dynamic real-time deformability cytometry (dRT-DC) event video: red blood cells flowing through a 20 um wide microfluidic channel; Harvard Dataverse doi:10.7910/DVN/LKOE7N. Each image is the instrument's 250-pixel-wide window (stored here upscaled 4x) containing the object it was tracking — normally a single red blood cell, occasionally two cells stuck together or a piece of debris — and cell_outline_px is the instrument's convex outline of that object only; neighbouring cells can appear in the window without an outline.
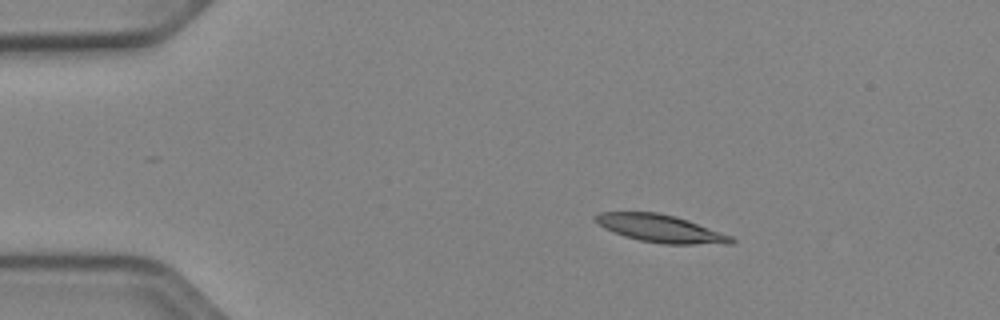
{"species": "Egyptian fruit bat (a non-hibernating species)", "species_latin": "Rousettus aegyptiacus", "temperature_condition": "cold", "stored_images_in_passage": 44, "camera_frame_rate_fps": 3000, "um_per_image_px": 0.085, "animal": {"sex": "female"}, "frame": {"image": 1, "passage_image": 1, "time_ms": 0.0, "image_size_px": [1000, 320], "cell_outline_px": [[736, 240], [732, 244], [664, 244], [640, 240], [624, 236], [604, 228], [592, 216], [600, 212], [656, 212], [676, 216], [688, 220], [732, 236]], "centroid_in_image_um": [56.17, 19.42], "position_along_channel_um": 28.8, "area_um2": 21.79}}
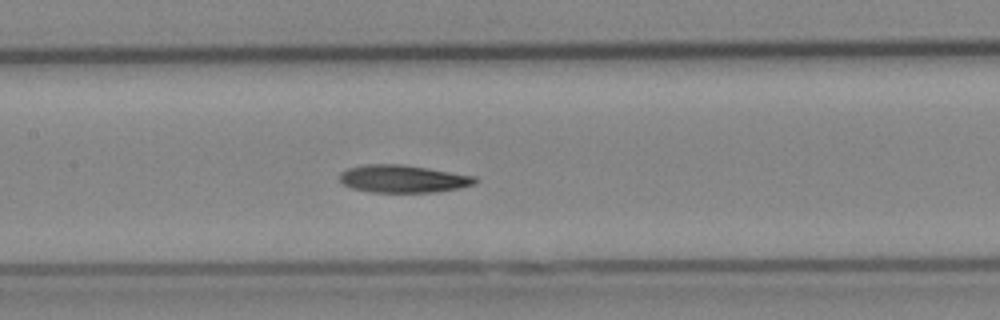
{"frame": {"image": 2, "passage_image": 17, "time_ms": 5.333, "image_size_px": [1000, 320], "cell_outline_px": [[480, 180], [472, 184], [460, 188], [436, 192], [372, 192], [352, 188], [344, 184], [340, 180], [340, 172], [348, 168], [364, 164], [404, 164], [476, 176]], "centroid_in_image_um": [34.27, 15.19], "position_along_channel_um": 173.1, "area_um2": 21.85}}
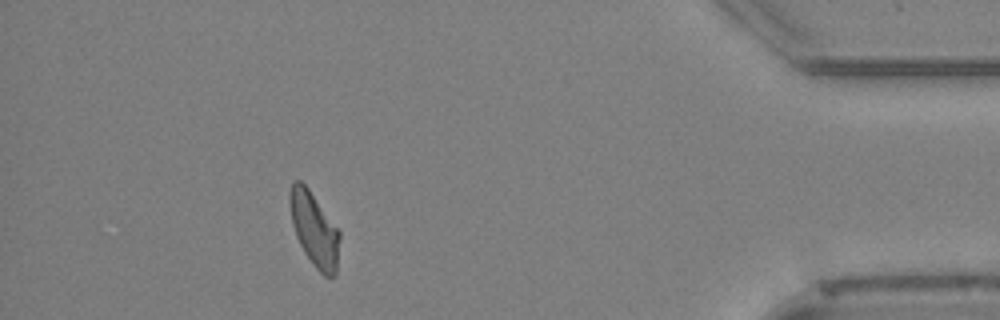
{"frame": {"image": 3, "passage_image": 39, "time_ms": 12.667, "image_size_px": [1000, 320], "cell_outline_px": [[340, 236], [336, 276], [324, 276], [312, 264], [304, 252], [296, 236], [292, 224], [288, 200], [288, 192], [292, 180], [300, 180], [308, 188], [340, 232]], "centroid_in_image_um": [26.69, 19.48], "position_along_channel_um": 408.5, "area_um2": 21.56}, "authors_computed_cell_mechanics": {"area_um2": 21.5883, "velocity_mm_per_s": 3.8984, "shape_relaxation_time_tau1_ms": 4.7963, "shape_relaxation_time_tau2_ms": null, "deformation_change_tau1": 0.1431, "deformation_change_tau2": null}}